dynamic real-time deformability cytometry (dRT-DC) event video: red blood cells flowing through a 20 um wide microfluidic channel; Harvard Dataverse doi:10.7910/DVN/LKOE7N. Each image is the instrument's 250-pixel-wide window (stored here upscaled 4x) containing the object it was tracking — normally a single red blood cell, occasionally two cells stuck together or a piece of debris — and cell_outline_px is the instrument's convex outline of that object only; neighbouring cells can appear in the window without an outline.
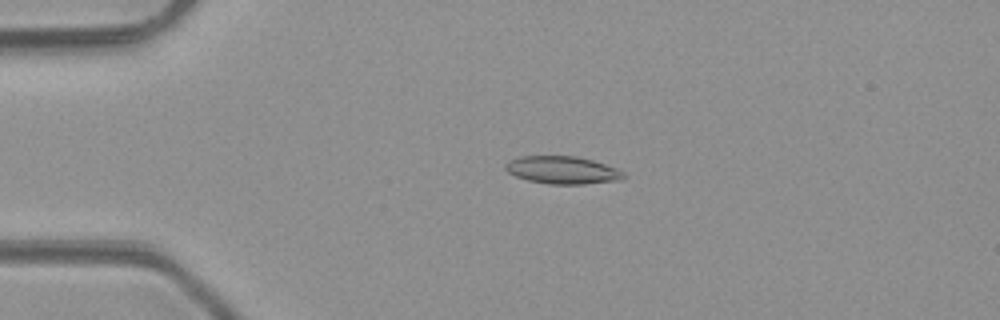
{"species": "common noctule bat (a hibernating species)", "species_latin": "Nyctalus noctula", "temperature_condition": "room temperature", "stored_images_in_passage": 5, "camera_frame_rate_fps": 3000, "um_per_image_px": 0.085, "animal": {"sex": "male", "body_mass_g": 23.1, "forearm_length_mm": 52.7}, "frame": {"image": 1, "passage_image": 4, "time_ms": 3.667, "image_size_px": [1000, 320], "cell_outline_px": [[624, 176], [620, 180], [584, 184], [548, 184], [528, 180], [516, 176], [508, 172], [504, 168], [504, 164], [508, 160], [520, 156], [576, 156], [592, 160], [616, 168], [624, 172]], "centroid_in_image_um": [47.77, 14.45], "position_along_channel_um": 37.2, "area_um2": 19.02}}